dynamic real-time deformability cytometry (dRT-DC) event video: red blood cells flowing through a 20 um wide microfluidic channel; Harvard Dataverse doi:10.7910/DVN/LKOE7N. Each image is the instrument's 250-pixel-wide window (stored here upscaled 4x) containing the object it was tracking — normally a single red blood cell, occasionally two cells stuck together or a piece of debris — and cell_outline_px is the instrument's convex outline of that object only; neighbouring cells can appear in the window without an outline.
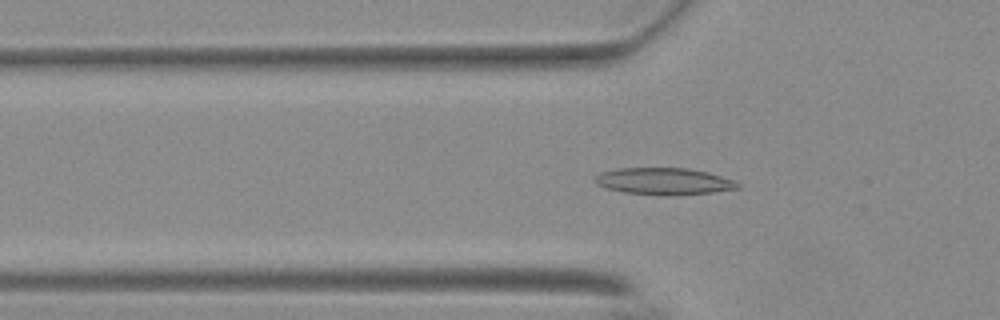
{"species": "Egyptian fruit bat (a non-hibernating species)", "species_latin": "Rousettus aegyptiacus", "temperature_condition": "warm", "stored_images_in_passage": 55, "camera_frame_rate_fps": 3000, "um_per_image_px": 0.085, "animal": {"sex": "female"}, "frame": {"image": 1, "passage_image": 18, "time_ms": 5.667, "image_size_px": [1000, 320], "cell_outline_px": [[740, 188], [712, 192], [676, 196], [664, 196], [624, 192], [604, 188], [596, 184], [592, 180], [600, 172], [620, 168], [688, 168], [708, 172], [736, 180], [740, 184]], "centroid_in_image_um": [56.44, 15.42], "position_along_channel_um": 69.4, "area_um2": 22.72}}
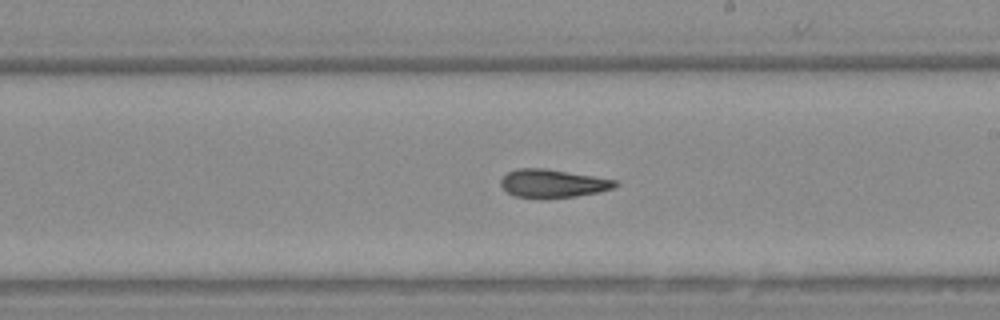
{"frame": {"image": 2, "passage_image": 32, "time_ms": 10.333, "image_size_px": [1000, 320], "cell_outline_px": [[620, 184], [612, 188], [600, 192], [576, 196], [540, 200], [516, 196], [508, 192], [500, 184], [500, 180], [508, 172], [516, 168], [544, 168], [616, 180]], "centroid_in_image_um": [46.97, 15.61], "position_along_channel_um": 242.0, "area_um2": 19.02}}
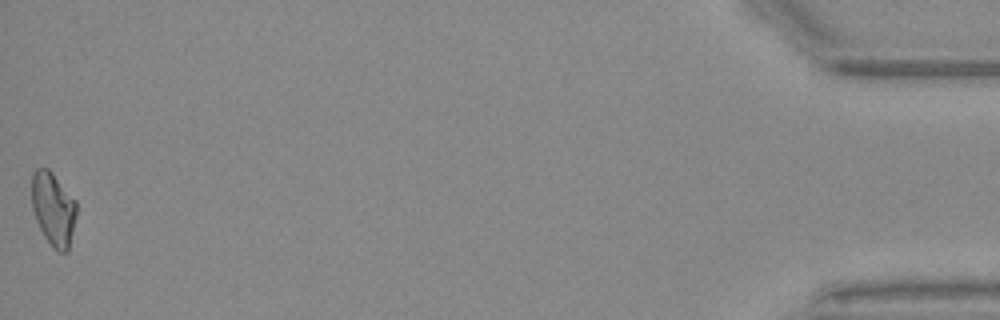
{"frame": {"image": 3, "passage_image": 55, "time_ms": 18.0, "image_size_px": [1000, 320], "cell_outline_px": [[76, 216], [68, 252], [60, 252], [52, 248], [44, 236], [36, 220], [32, 208], [32, 172], [36, 168], [48, 168], [52, 172], [76, 200]], "centroid_in_image_um": [4.53, 17.76], "position_along_channel_um": 430.7, "area_um2": 19.25}, "authors_computed_cell_mechanics": {"area_um2": 19.3052, "velocity_mm_per_s": 3.6993, "shape_relaxation_time_tau1_ms": null, "shape_relaxation_time_tau2_ms": 4.5998, "deformation_change_tau1": null, "deformation_change_tau2": 0.1311}}